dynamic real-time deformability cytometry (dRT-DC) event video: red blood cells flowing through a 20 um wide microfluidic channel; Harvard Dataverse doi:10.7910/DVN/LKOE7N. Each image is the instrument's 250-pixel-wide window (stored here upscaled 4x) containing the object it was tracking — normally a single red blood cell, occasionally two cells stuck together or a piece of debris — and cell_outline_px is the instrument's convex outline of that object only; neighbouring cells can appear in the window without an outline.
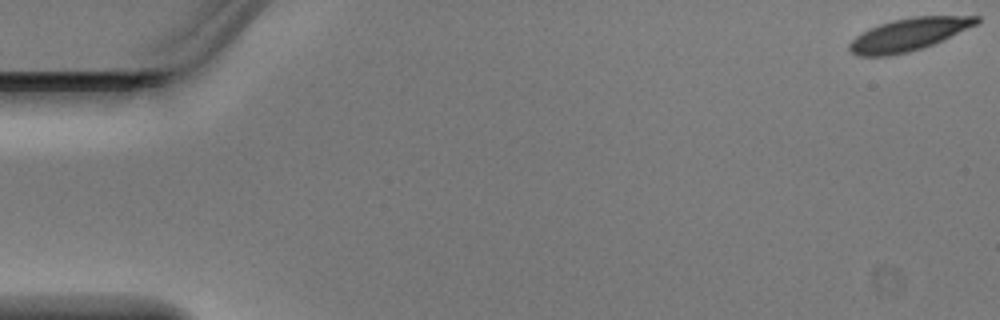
{"species": "Egyptian fruit bat (a non-hibernating species)", "species_latin": "Rousettus aegyptiacus", "temperature_condition": "warm", "stored_images_in_passage": 3, "camera_frame_rate_fps": 3000, "um_per_image_px": 0.085, "animal": {"sex": "male"}, "frame": {"image": 1, "passage_image": 1, "time_ms": 0.0, "image_size_px": [1000, 320], "cell_outline_px": [[980, 20], [976, 24], [932, 44], [920, 48], [904, 52], [884, 56], [860, 56], [852, 52], [848, 48], [848, 44], [856, 36], [880, 24], [892, 20], [912, 16], [980, 16]], "centroid_in_image_um": [77.21, 2.91], "position_along_channel_um": 7.8, "area_um2": 23.41}}